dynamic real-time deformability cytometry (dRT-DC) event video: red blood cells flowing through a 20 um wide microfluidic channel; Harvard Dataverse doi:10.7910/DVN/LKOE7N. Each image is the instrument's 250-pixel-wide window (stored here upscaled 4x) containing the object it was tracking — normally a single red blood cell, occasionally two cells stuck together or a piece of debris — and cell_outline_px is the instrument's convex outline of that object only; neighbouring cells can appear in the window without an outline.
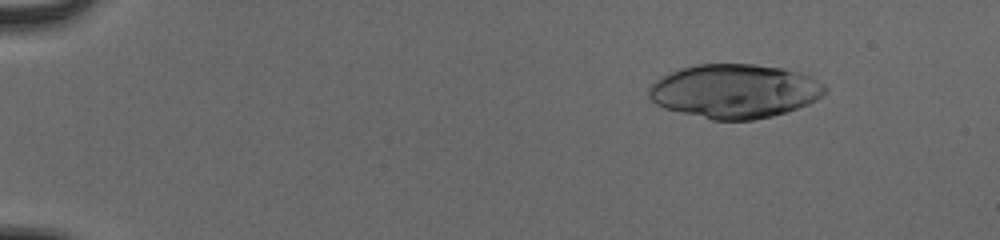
{"species": "human", "species_latin": "Homo sapiens", "temperature_condition": "cold", "stored_images_in_passage": 54, "camera_frame_rate_fps": 3000, "um_per_image_px": 0.085, "donor": {"sex": "male"}, "frame": {"image": 1, "passage_image": 8, "time_ms": 2.333, "image_size_px": [1000, 240], "cell_outline_px": [[828, 88], [816, 100], [808, 104], [772, 116], [752, 120], [712, 120], [664, 108], [656, 104], [648, 96], [648, 88], [656, 80], [668, 72], [680, 68], [696, 64], [756, 64], [784, 68], [800, 72], [812, 76], [824, 84]], "centroid_in_image_um": [62.44, 7.73], "position_along_channel_um": 22.6, "area_um2": 55.66}}
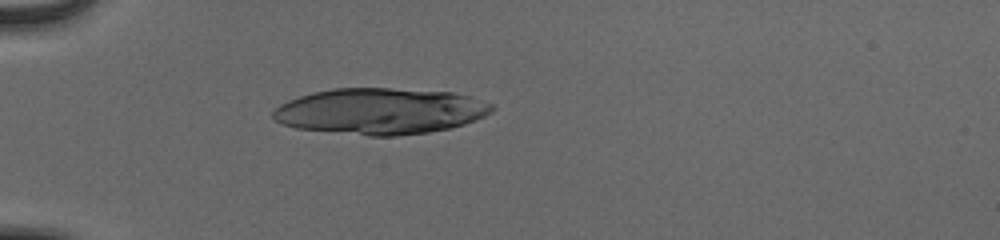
{"frame": {"image": 2, "passage_image": 18, "time_ms": 5.667, "image_size_px": [1000, 240], "cell_outline_px": [[496, 108], [492, 112], [476, 120], [452, 128], [428, 132], [396, 136], [368, 136], [296, 128], [284, 124], [276, 120], [272, 116], [272, 112], [280, 104], [288, 100], [312, 92], [332, 88], [392, 88], [452, 92], [472, 96], [492, 104]], "centroid_in_image_um": [32.36, 9.45], "position_along_channel_um": 52.6, "area_um2": 59.13}}